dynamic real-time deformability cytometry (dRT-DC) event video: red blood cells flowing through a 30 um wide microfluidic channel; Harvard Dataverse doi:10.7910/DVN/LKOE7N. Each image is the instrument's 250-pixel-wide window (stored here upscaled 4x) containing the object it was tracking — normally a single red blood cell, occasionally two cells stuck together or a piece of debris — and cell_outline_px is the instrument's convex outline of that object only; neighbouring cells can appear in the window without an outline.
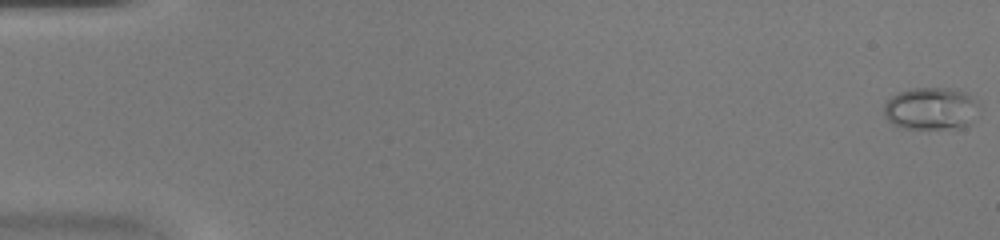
{"species": "common noctule bat (a hibernating species)", "species_latin": "Nyctalus noctula", "temperature_condition": "warm", "stored_images_in_passage": 46, "camera_frame_rate_fps": 3000, "um_per_image_px": 0.085, "animal": {"sex": "female", "body_mass_g": 20.0, "forearm_length_mm": 54.0}, "frame": {"image": 1, "passage_image": 1, "time_ms": 0.0, "image_size_px": [1000, 240], "cell_outline_px": [[976, 104], [968, 124], [964, 128], [904, 128], [888, 120], [884, 116], [884, 104], [892, 96], [900, 92], [912, 88], [956, 88], [964, 92]], "centroid_in_image_um": [79.05, 9.22], "position_along_channel_um": 6.0, "area_um2": 22.77}}
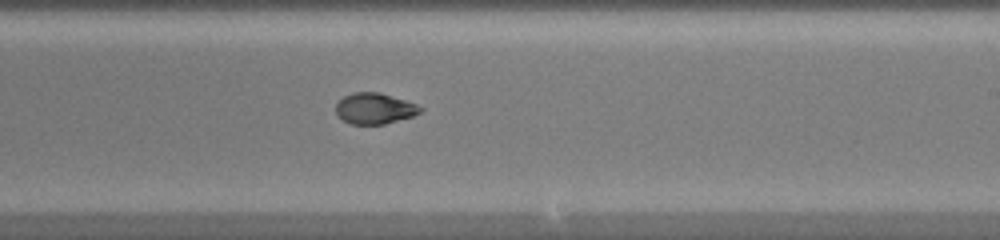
{"frame": {"image": 2, "passage_image": 29, "time_ms": 9.333, "image_size_px": [1000, 240], "cell_outline_px": [[424, 108], [420, 112], [412, 116], [384, 124], [352, 124], [344, 120], [336, 112], [336, 104], [344, 96], [352, 92], [380, 92], [416, 104]], "centroid_in_image_um": [31.84, 9.21], "position_along_channel_um": 257.2, "area_um2": 15.03}}
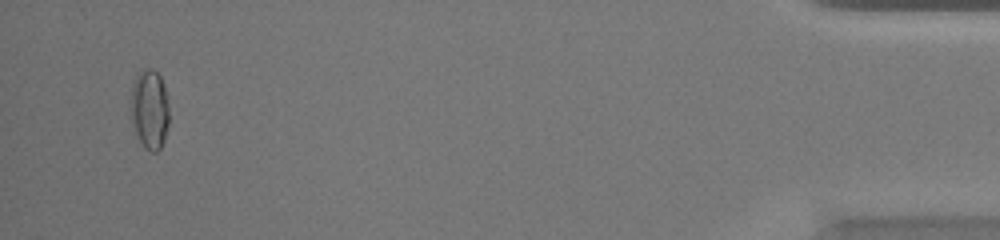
{"frame": {"image": 3, "passage_image": 45, "time_ms": 14.667, "image_size_px": [1000, 240], "cell_outline_px": [[168, 124], [164, 140], [160, 148], [156, 152], [152, 152], [144, 148], [132, 124], [132, 88], [136, 76], [140, 72], [148, 68], [152, 68], [160, 76], [164, 84], [168, 104]], "centroid_in_image_um": [12.74, 9.3], "position_along_channel_um": 422.5, "area_um2": 17.46}}